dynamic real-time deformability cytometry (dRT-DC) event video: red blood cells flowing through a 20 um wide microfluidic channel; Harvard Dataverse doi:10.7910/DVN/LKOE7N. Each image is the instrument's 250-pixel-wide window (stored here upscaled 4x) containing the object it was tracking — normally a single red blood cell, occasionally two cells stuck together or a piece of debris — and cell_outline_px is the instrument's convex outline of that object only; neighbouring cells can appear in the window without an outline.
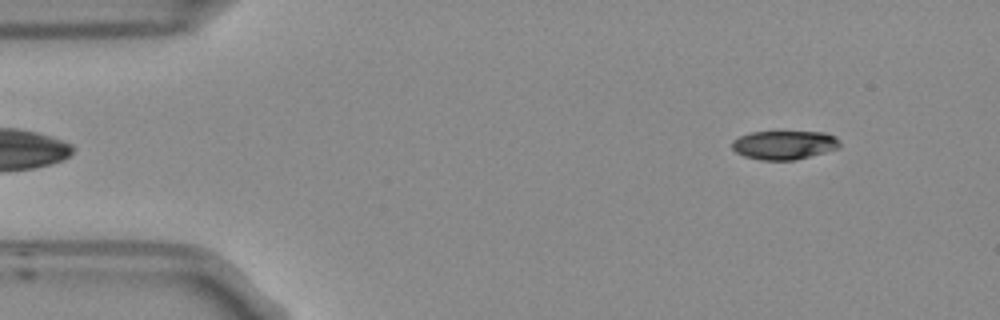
{"species": "Egyptian fruit bat (a non-hibernating species)", "species_latin": "Rousettus aegyptiacus", "temperature_condition": "room temperature", "stored_images_in_passage": 52, "segment_of_instrument_passage": [1, 2], "camera_frame_rate_fps": 3000, "um_per_image_px": 0.085, "frame": {"image": 1, "passage_image": 3, "time_ms": 0.667, "image_size_px": [1000, 320], "cell_outline_px": [[840, 148], [792, 160], [760, 160], [744, 156], [736, 152], [732, 148], [732, 140], [740, 136], [752, 132], [824, 132], [836, 136], [840, 144]], "centroid_in_image_um": [66.65, 12.32], "position_along_channel_um": 18.4, "area_um2": 17.98}}
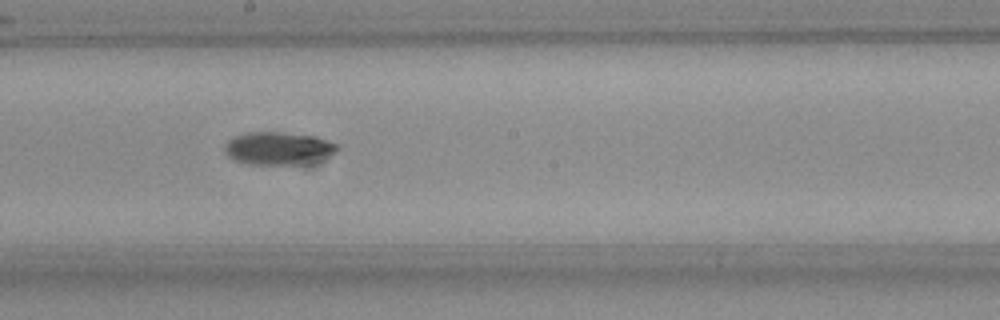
{"frame": {"image": 2, "passage_image": 26, "time_ms": 8.333, "image_size_px": [1000, 320], "cell_outline_px": [[340, 148], [336, 152], [312, 164], [244, 164], [228, 156], [224, 148], [228, 140], [236, 136], [248, 132], [284, 132], [316, 136], [340, 144]], "centroid_in_image_um": [23.73, 12.61], "position_along_channel_um": 224.5, "area_um2": 21.85}}
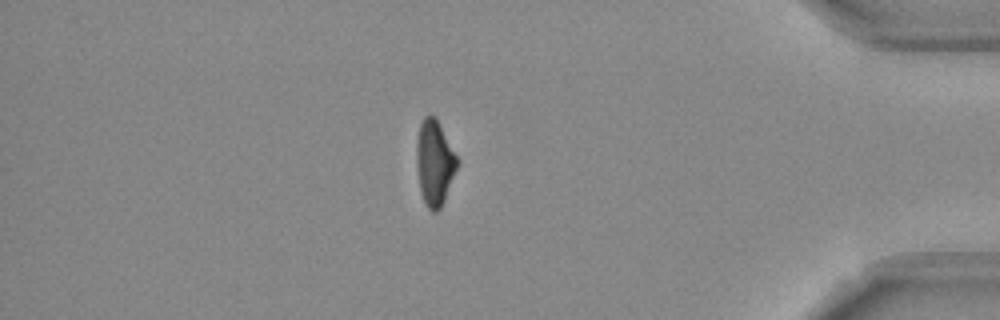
{"frame": {"image": 3, "passage_image": 43, "time_ms": 14.0, "image_size_px": [1000, 320], "cell_outline_px": [[456, 168], [444, 200], [440, 208], [436, 212], [432, 212], [428, 208], [424, 200], [420, 188], [416, 156], [416, 152], [420, 124], [424, 116], [432, 116], [436, 120], [456, 156]], "centroid_in_image_um": [36.91, 13.87], "position_along_channel_um": 398.3, "area_um2": 19.07}}